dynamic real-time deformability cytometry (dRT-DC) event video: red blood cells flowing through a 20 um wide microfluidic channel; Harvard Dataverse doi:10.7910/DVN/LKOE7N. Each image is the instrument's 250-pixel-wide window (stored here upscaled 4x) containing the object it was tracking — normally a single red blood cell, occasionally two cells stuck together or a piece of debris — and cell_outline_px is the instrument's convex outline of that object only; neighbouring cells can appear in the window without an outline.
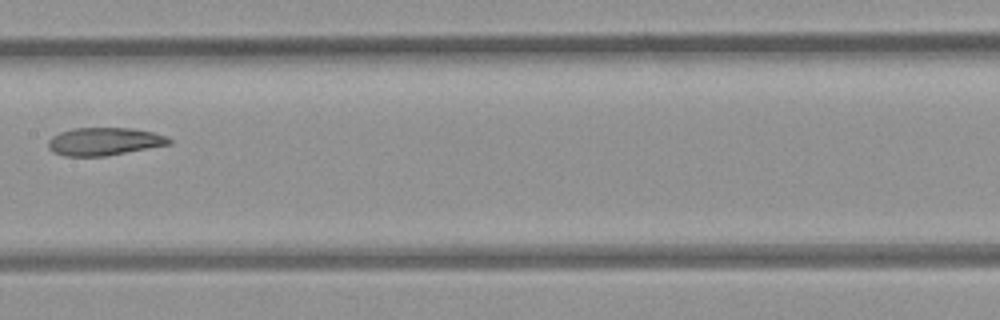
{"species": "common noctule bat (a hibernating species)", "species_latin": "Nyctalus noctula", "temperature_condition": "room temperature", "stored_images_in_passage": 8, "camera_frame_rate_fps": 3000, "um_per_image_px": 0.085, "animal": {"sex": "female", "body_mass_g": 21.9}, "frame": {"image": 1, "passage_image": 6, "time_ms": 6.667, "image_size_px": [1000, 320], "cell_outline_px": [[172, 144], [104, 156], [64, 156], [52, 152], [48, 148], [48, 140], [52, 136], [60, 132], [72, 128], [128, 128], [152, 132], [164, 136], [172, 140]], "centroid_in_image_um": [8.82, 12.03], "position_along_channel_um": 198.6, "area_um2": 19.54}}
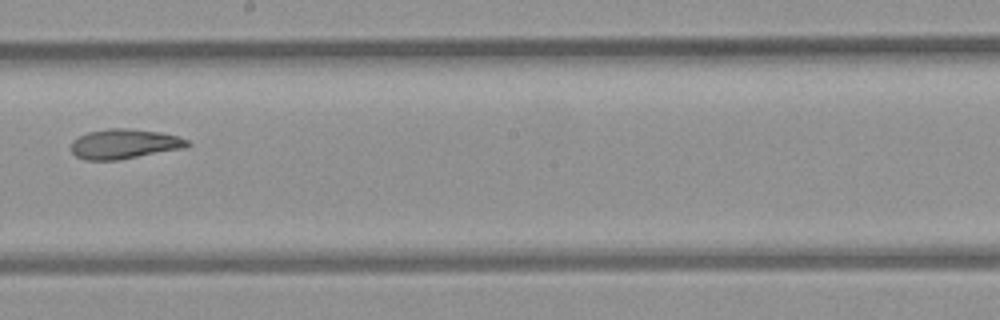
{"frame": {"image": 2, "passage_image": 7, "time_ms": 7.667, "image_size_px": [1000, 320], "cell_outline_px": [[192, 144], [184, 148], [116, 160], [84, 160], [76, 156], [72, 152], [72, 140], [88, 132], [108, 128], [124, 128], [160, 132], [176, 136], [188, 140]], "centroid_in_image_um": [10.55, 12.23], "position_along_channel_um": 237.6, "area_um2": 20.0}}
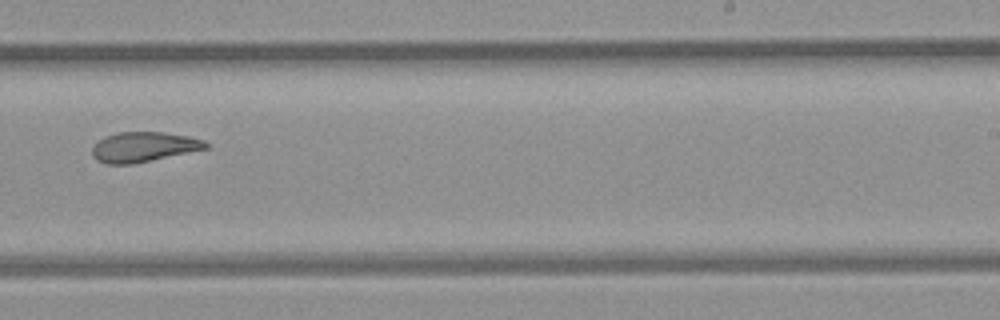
{"frame": {"image": 3, "passage_image": 8, "time_ms": 8.667, "image_size_px": [1000, 320], "cell_outline_px": [[208, 148], [132, 164], [108, 164], [96, 160], [92, 156], [92, 148], [104, 136], [120, 132], [164, 132], [188, 136], [204, 140], [208, 144]], "centroid_in_image_um": [12.19, 12.48], "position_along_channel_um": 276.8, "area_um2": 19.65}}